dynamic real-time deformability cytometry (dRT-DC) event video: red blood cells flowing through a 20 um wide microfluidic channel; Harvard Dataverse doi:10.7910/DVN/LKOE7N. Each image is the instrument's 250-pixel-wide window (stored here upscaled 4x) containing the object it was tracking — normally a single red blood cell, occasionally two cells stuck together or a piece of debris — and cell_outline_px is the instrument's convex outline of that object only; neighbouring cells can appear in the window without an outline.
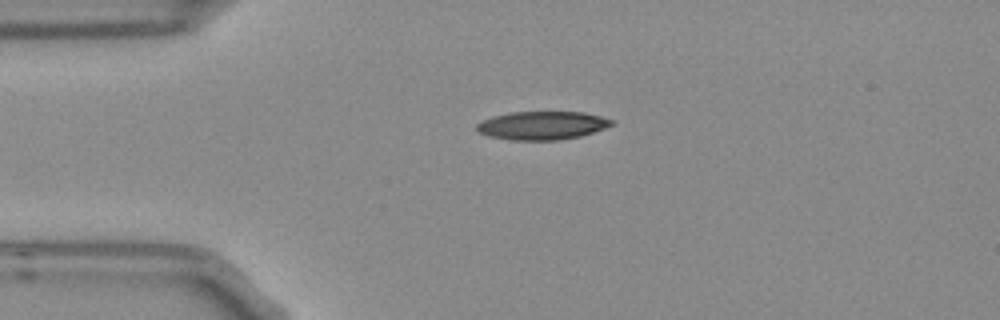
{"species": "Egyptian fruit bat (a non-hibernating species)", "species_latin": "Rousettus aegyptiacus", "temperature_condition": "room temperature", "stored_images_in_passage": 2, "camera_frame_rate_fps": 3000, "um_per_image_px": 0.085, "frame": {"image": 1, "passage_image": 1, "time_ms": 0.0, "image_size_px": [1000, 320], "cell_outline_px": [[616, 124], [580, 136], [560, 140], [508, 140], [488, 136], [480, 132], [476, 128], [476, 124], [492, 116], [512, 112], [584, 112], [616, 120]], "centroid_in_image_um": [46.11, 10.66], "position_along_channel_um": 38.9, "area_um2": 22.37}}